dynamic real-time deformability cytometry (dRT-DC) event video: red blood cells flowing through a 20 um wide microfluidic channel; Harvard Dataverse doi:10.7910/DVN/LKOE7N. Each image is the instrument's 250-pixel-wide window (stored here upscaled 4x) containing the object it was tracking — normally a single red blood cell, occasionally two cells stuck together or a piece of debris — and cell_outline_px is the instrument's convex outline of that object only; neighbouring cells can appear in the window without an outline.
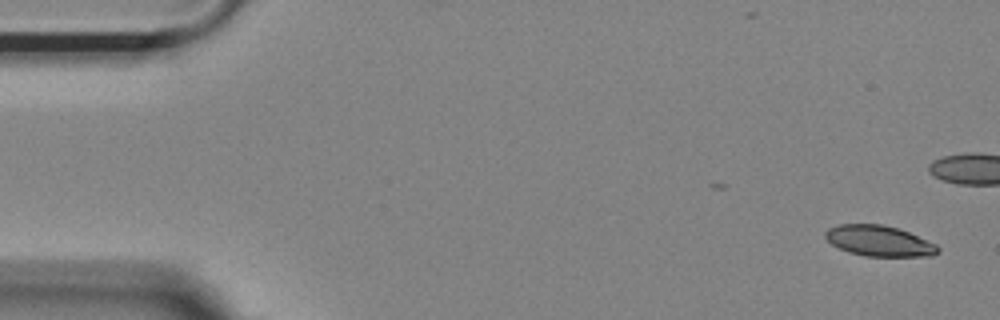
{"species": "Egyptian fruit bat (a non-hibernating species)", "species_latin": "Rousettus aegyptiacus", "temperature_condition": "room temperature", "stored_images_in_passage": 48, "camera_frame_rate_fps": 3000, "um_per_image_px": 0.085, "animal": {"sex": "female"}, "frame": {"image": 1, "passage_image": 1, "time_ms": 0.0, "image_size_px": [1000, 320], "cell_outline_px": [[940, 252], [932, 256], [864, 256], [848, 252], [832, 244], [824, 236], [824, 232], [828, 228], [840, 224], [884, 224], [908, 232], [936, 244], [940, 248]], "centroid_in_image_um": [74.72, 20.48], "position_along_channel_um": 10.3, "area_um2": 20.11}}
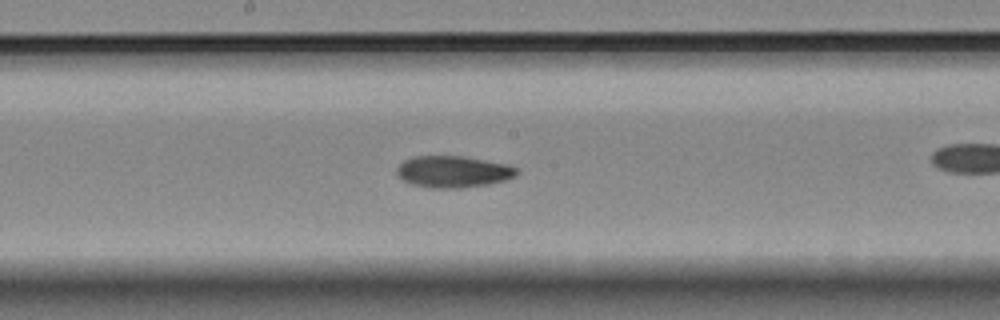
{"frame": {"image": 2, "passage_image": 27, "time_ms": 8.667, "image_size_px": [1000, 320], "cell_outline_px": [[520, 172], [516, 176], [504, 180], [488, 184], [464, 188], [432, 188], [408, 184], [396, 172], [396, 168], [404, 160], [412, 156], [464, 156], [508, 164], [516, 168]], "centroid_in_image_um": [38.52, 14.59], "position_along_channel_um": 209.7, "area_um2": 22.31}}
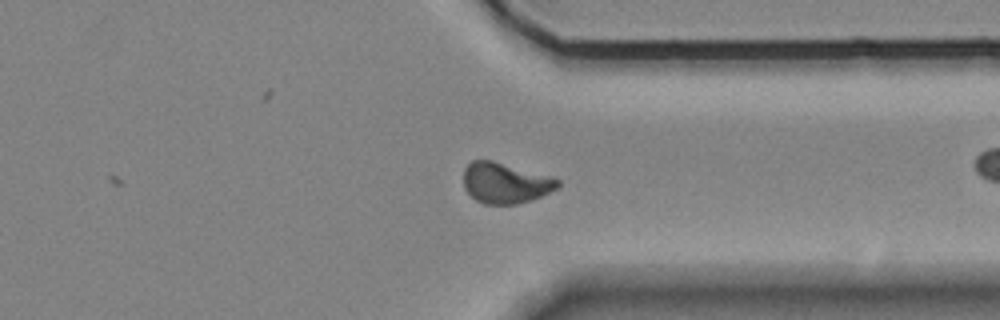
{"frame": {"image": 3, "passage_image": 40, "time_ms": 13.0, "image_size_px": [1000, 320], "cell_outline_px": [[560, 184], [556, 188], [532, 200], [516, 204], [484, 204], [476, 200], [464, 188], [464, 168], [472, 160], [492, 160], [552, 176], [560, 180]], "centroid_in_image_um": [42.95, 15.54], "position_along_channel_um": 368.5, "area_um2": 22.31}, "authors_computed_cell_mechanics": {"area_um2": 21.9062, "velocity_mm_per_s": 3.6798, "shape_relaxation_time_tau1_ms": null, "shape_relaxation_time_tau2_ms": 5.0135, "deformation_change_tau1": null, "deformation_change_tau2": 0.1061}}